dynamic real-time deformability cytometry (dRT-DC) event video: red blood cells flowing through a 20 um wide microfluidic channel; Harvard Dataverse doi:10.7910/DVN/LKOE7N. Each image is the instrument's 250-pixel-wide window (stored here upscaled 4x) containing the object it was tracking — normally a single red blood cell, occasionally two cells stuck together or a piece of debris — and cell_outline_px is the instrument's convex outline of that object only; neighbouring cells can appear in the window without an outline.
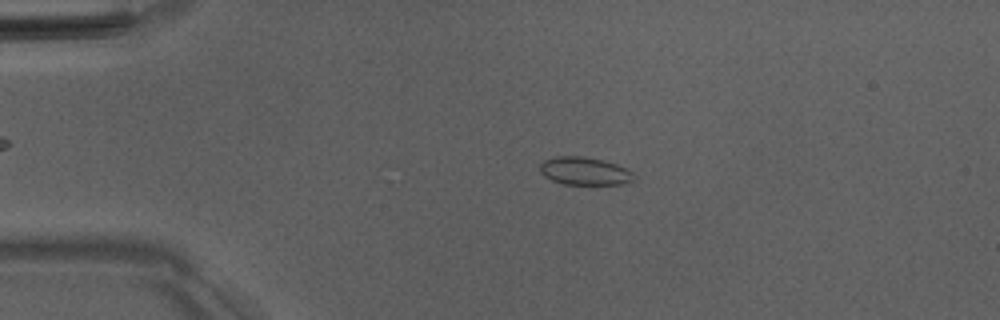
{"species": "Egyptian fruit bat (a non-hibernating species)", "species_latin": "Rousettus aegyptiacus", "temperature_condition": "room temperature", "stored_images_in_passage": 51, "camera_frame_rate_fps": 3000, "um_per_image_px": 0.085, "animal": {"sex": "male"}, "frame": {"image": 1, "passage_image": 11, "time_ms": 3.333, "image_size_px": [1000, 320], "cell_outline_px": [[632, 180], [624, 184], [564, 184], [552, 180], [544, 176], [540, 172], [540, 164], [544, 160], [556, 156], [584, 156], [604, 160], [616, 164], [632, 172]], "centroid_in_image_um": [49.64, 14.53], "position_along_channel_um": 35.4, "area_um2": 15.14}}
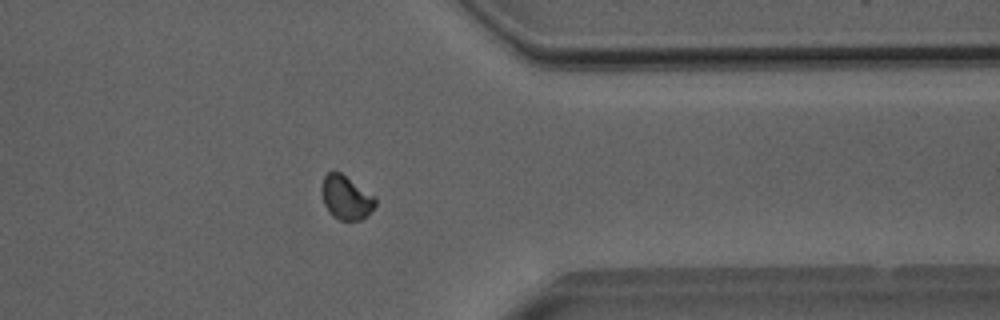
{"frame": {"image": 2, "passage_image": 41, "time_ms": 13.333, "image_size_px": [1000, 320], "cell_outline_px": [[376, 204], [360, 220], [340, 220], [332, 216], [328, 212], [324, 204], [320, 188], [324, 176], [328, 172], [340, 172], [376, 196]], "centroid_in_image_um": [29.39, 16.78], "position_along_channel_um": 382.0, "area_um2": 13.7}}
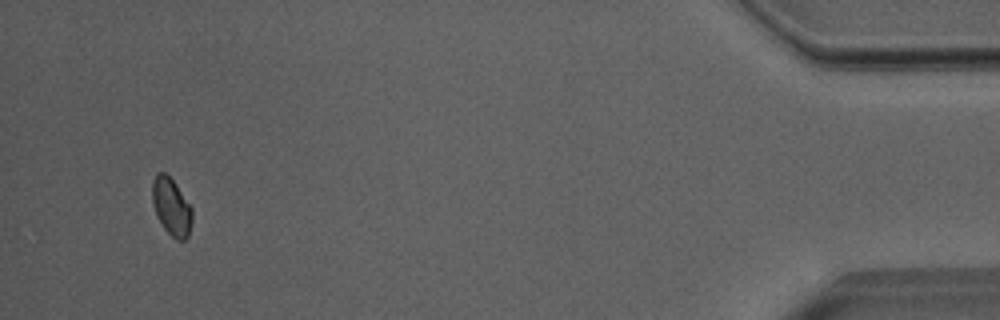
{"frame": {"image": 3, "passage_image": 49, "time_ms": 16.0, "image_size_px": [1000, 320], "cell_outline_px": [[192, 220], [188, 236], [184, 240], [176, 240], [164, 228], [156, 216], [152, 204], [152, 180], [156, 172], [164, 172], [176, 184], [192, 208]], "centroid_in_image_um": [14.55, 17.56], "position_along_channel_um": 420.7, "area_um2": 13.41}, "authors_computed_cell_mechanics": {"area_um2": 14.1032, "velocity_mm_per_s": 3.998, "shape_relaxation_time_tau1_ms": 2.7598, "shape_relaxation_time_tau2_ms": 1.8157, "deformation_change_tau1": 0.0503, "deformation_change_tau2": 0.0415}}